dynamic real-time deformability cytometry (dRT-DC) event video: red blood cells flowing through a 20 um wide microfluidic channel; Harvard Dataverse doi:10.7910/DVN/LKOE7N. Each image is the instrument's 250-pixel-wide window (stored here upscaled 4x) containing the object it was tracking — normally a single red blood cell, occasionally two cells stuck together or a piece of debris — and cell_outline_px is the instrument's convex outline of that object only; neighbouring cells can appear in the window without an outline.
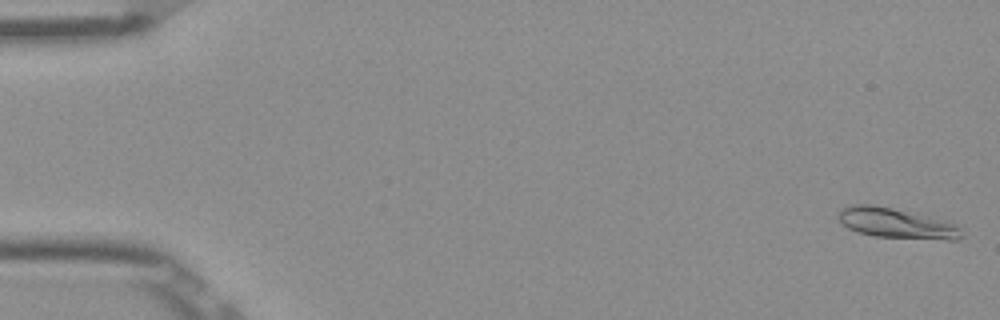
{"species": "Egyptian fruit bat (a non-hibernating species)", "species_latin": "Rousettus aegyptiacus", "temperature_condition": "room temperature", "stored_images_in_passage": 53, "camera_frame_rate_fps": 3000, "um_per_image_px": 0.085, "frame": {"image": 1, "passage_image": 2, "time_ms": 0.333, "image_size_px": [1000, 320], "cell_outline_px": [[964, 236], [960, 240], [948, 240], [876, 236], [860, 232], [848, 228], [840, 224], [836, 216], [840, 208], [848, 204], [872, 204], [892, 208], [928, 216], [952, 224], [960, 228]], "centroid_in_image_um": [76.12, 18.97], "position_along_channel_um": 8.9, "area_um2": 21.68}}
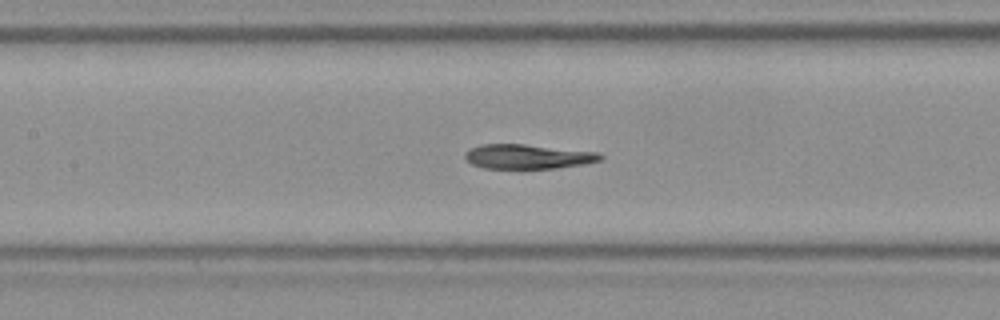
{"frame": {"image": 2, "passage_image": 25, "time_ms": 8.0, "image_size_px": [1000, 320], "cell_outline_px": [[604, 156], [600, 160], [584, 164], [556, 168], [484, 168], [472, 164], [464, 156], [464, 152], [480, 144], [524, 144], [600, 152]], "centroid_in_image_um": [44.88, 13.3], "position_along_channel_um": 162.5, "area_um2": 19.31}}
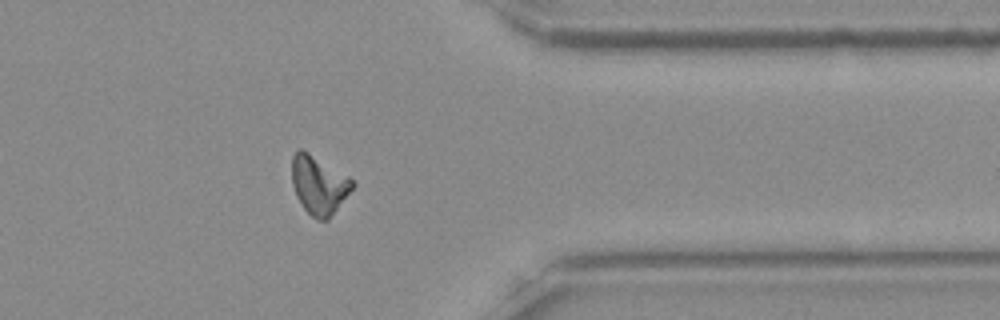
{"frame": {"image": 3, "passage_image": 43, "time_ms": 14.0, "image_size_px": [1000, 320], "cell_outline_px": [[356, 184], [328, 220], [316, 220], [304, 208], [296, 196], [292, 184], [292, 156], [300, 148], [308, 152], [348, 176]], "centroid_in_image_um": [27.09, 15.73], "position_along_channel_um": 384.3, "area_um2": 20.4}}